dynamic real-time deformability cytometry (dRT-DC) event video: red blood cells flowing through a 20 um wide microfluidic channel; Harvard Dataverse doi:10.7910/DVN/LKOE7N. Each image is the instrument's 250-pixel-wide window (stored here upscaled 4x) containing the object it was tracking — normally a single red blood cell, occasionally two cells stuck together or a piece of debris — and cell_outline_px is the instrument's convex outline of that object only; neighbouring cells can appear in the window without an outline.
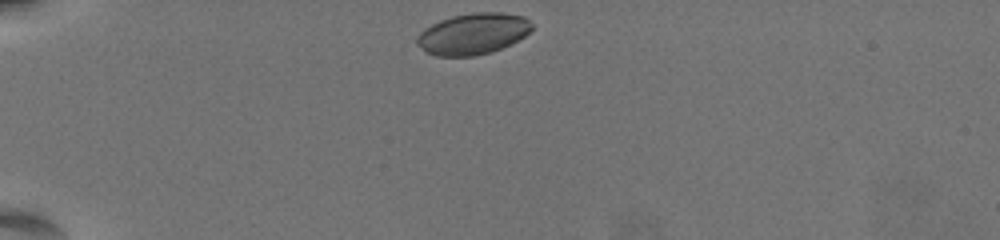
{"species": "common noctule bat (a hibernating species)", "species_latin": "Nyctalus noctula", "temperature_condition": "warm", "stored_images_in_passage": 37, "camera_frame_rate_fps": 3000, "um_per_image_px": 0.085, "animal": {"sex": "female", "body_mass_g": 19.5, "forearm_length_mm": 54.1}, "frame": {"image": 1, "passage_image": 1, "time_ms": 0.0, "image_size_px": [1000, 240], "cell_outline_px": [[532, 28], [524, 36], [492, 52], [472, 56], [436, 56], [428, 52], [416, 44], [416, 36], [420, 32], [432, 24], [440, 20], [452, 16], [472, 12], [500, 12], [524, 16], [532, 24]], "centroid_in_image_um": [40.18, 2.86], "position_along_channel_um": 44.8, "area_um2": 27.4}}
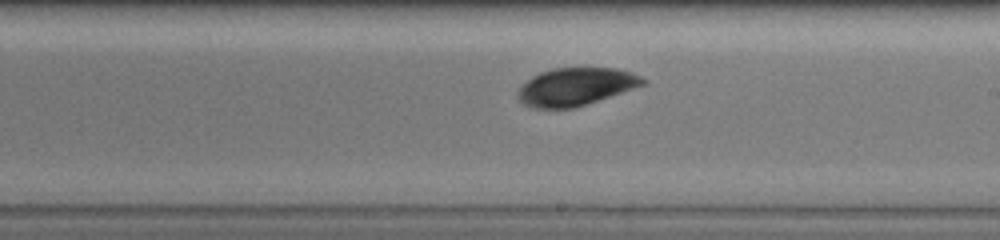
{"frame": {"image": 2, "passage_image": 22, "time_ms": 7.0, "image_size_px": [1000, 240], "cell_outline_px": [[648, 84], [572, 108], [532, 108], [524, 104], [516, 96], [516, 92], [520, 84], [532, 76], [540, 72], [552, 68], [616, 68], [640, 76], [648, 80]], "centroid_in_image_um": [48.9, 7.36], "position_along_channel_um": 240.1, "area_um2": 27.57}}
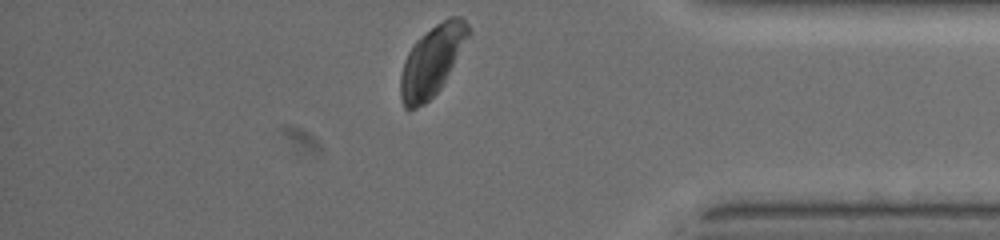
{"frame": {"image": 3, "passage_image": 37, "time_ms": 12.0, "image_size_px": [1000, 240], "cell_outline_px": [[472, 32], [440, 88], [424, 104], [416, 108], [404, 108], [400, 96], [400, 76], [408, 52], [416, 40], [436, 24], [448, 16], [460, 16], [468, 24]], "centroid_in_image_um": [36.73, 5.14], "position_along_channel_um": 398.5, "area_um2": 27.34}, "authors_computed_cell_mechanics": {"area_um2": 27.5128, "velocity_mm_per_s": 3.5014, "shape_relaxation_time_tau1_ms": 0.5978, "shape_relaxation_time_tau2_ms": 1.9624, "deformation_change_tau1": 0.0611, "deformation_change_tau2": 0.0458}}